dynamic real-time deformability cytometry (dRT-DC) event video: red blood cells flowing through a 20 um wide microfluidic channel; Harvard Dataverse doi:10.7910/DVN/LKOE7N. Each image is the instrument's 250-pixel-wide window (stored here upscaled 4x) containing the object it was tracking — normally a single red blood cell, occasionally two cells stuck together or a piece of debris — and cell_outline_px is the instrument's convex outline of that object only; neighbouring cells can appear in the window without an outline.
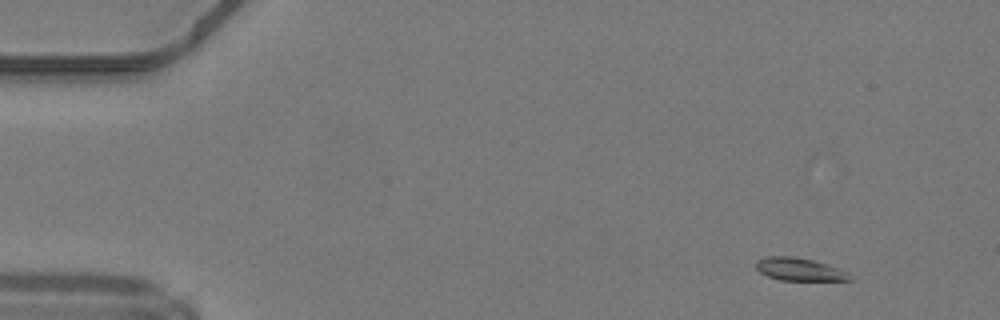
{"species": "common noctule bat (a hibernating species)", "species_latin": "Nyctalus noctula", "temperature_condition": "warm", "stored_images_in_passage": 50, "camera_frame_rate_fps": 3000, "um_per_image_px": 0.085, "animal": {"sex": "male", "body_mass_g": 19.2, "forearm_length_mm": 51.8}, "frame": {"image": 1, "passage_image": 5, "time_ms": 1.333, "image_size_px": [1000, 320], "cell_outline_px": [[852, 280], [780, 280], [768, 276], [760, 272], [756, 268], [756, 260], [764, 256], [792, 256], [812, 260], [848, 272], [852, 276]], "centroid_in_image_um": [67.9, 22.89], "position_along_channel_um": 17.1, "area_um2": 12.31}}
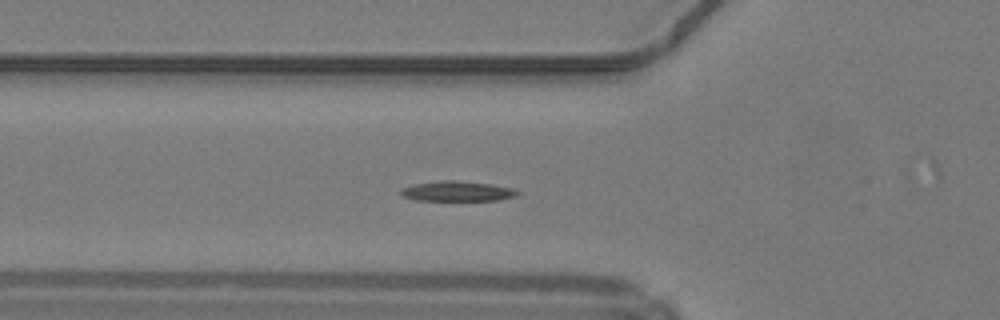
{"frame": {"image": 2, "passage_image": 18, "time_ms": 5.667, "image_size_px": [1000, 320], "cell_outline_px": [[520, 192], [516, 196], [496, 200], [416, 200], [404, 196], [400, 192], [400, 188], [412, 184], [440, 180], [456, 180], [488, 184], [512, 188]], "centroid_in_image_um": [38.82, 16.24], "position_along_channel_um": 87.0, "area_um2": 13.53}}
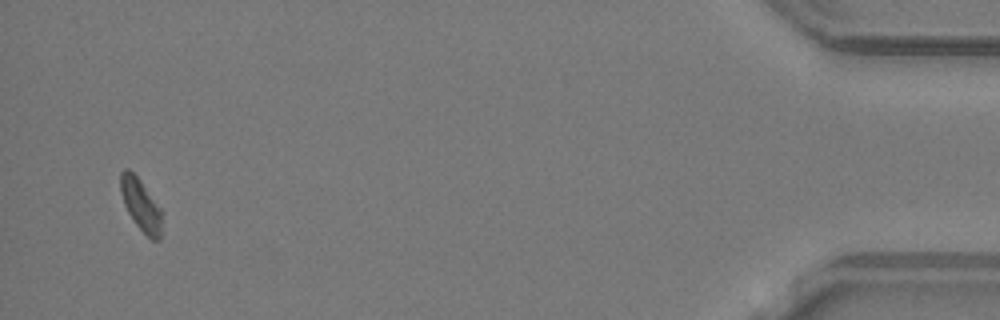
{"frame": {"image": 3, "passage_image": 48, "time_ms": 15.667, "image_size_px": [1000, 320], "cell_outline_px": [[160, 240], [152, 240], [136, 224], [128, 212], [124, 204], [120, 192], [120, 172], [124, 168], [128, 168], [140, 180], [160, 208]], "centroid_in_image_um": [11.92, 17.37], "position_along_channel_um": 423.3, "area_um2": 12.14}, "authors_computed_cell_mechanics": {"area_um2": 13.1206, "velocity_mm_per_s": 4.1961, "shape_relaxation_time_tau1_ms": 6.4124, "shape_relaxation_time_tau2_ms": null, "deformation_change_tau1": 0.1797, "deformation_change_tau2": null}}